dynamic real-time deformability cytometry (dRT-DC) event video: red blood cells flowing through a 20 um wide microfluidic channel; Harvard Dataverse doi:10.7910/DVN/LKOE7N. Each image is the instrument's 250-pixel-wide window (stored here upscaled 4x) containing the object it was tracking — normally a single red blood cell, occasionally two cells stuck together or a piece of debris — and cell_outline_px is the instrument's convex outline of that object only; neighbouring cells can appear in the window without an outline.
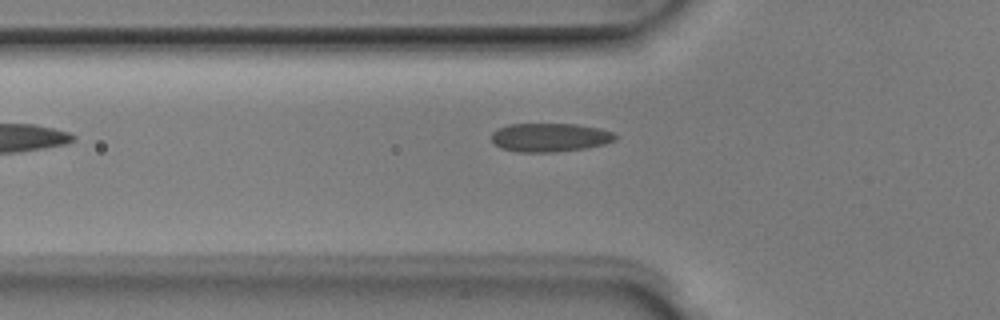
{"species": "Egyptian fruit bat (a non-hibernating species)", "species_latin": "Rousettus aegyptiacus", "temperature_condition": "room temperature", "stored_images_in_passage": 7, "camera_frame_rate_fps": 3000, "um_per_image_px": 0.085, "animal": {"sex": "male"}, "frame": {"image": 1, "passage_image": 5, "time_ms": 1.333, "image_size_px": [1000, 320], "cell_outline_px": [[616, 140], [604, 144], [588, 148], [556, 152], [516, 152], [500, 148], [492, 140], [492, 132], [508, 124], [576, 124], [600, 128], [616, 132]], "centroid_in_image_um": [46.78, 11.68], "position_along_channel_um": 79.0, "area_um2": 20.87}}
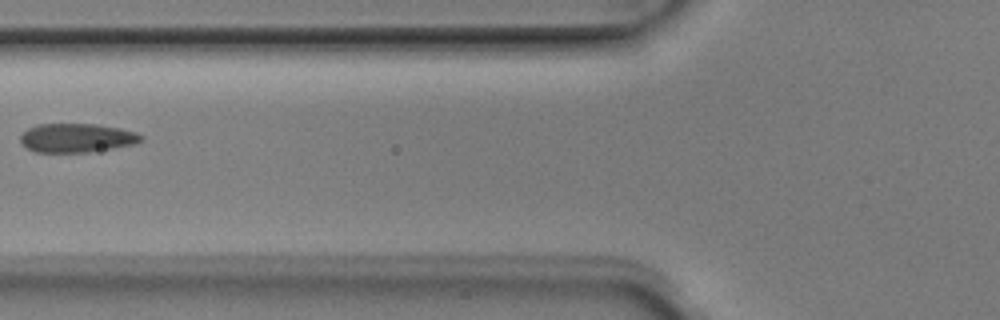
{"frame": {"image": 2, "passage_image": 6, "time_ms": 1.667, "image_size_px": [1000, 320], "cell_outline_px": [[144, 140], [136, 144], [92, 152], [36, 152], [28, 148], [20, 140], [20, 136], [28, 128], [36, 124], [96, 124], [120, 128], [136, 132], [144, 136]], "centroid_in_image_um": [6.58, 11.72], "position_along_channel_um": 119.2, "area_um2": 20.46}}
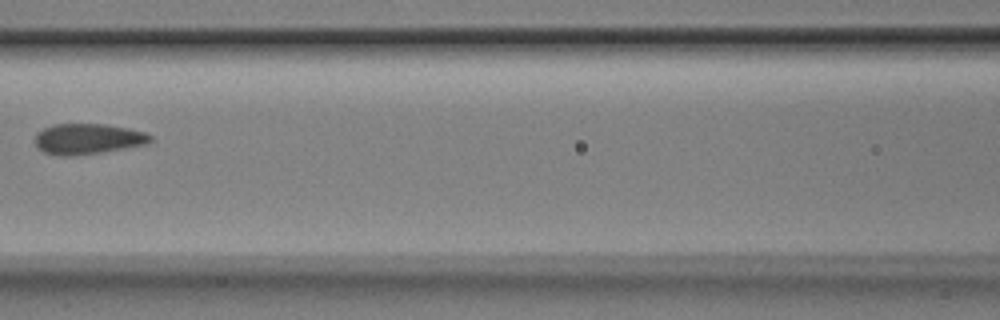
{"frame": {"image": 3, "passage_image": 7, "time_ms": 2.0, "image_size_px": [1000, 320], "cell_outline_px": [[152, 140], [148, 144], [100, 152], [72, 156], [60, 156], [44, 152], [36, 144], [36, 132], [52, 124], [104, 124], [128, 128], [144, 132], [152, 136]], "centroid_in_image_um": [7.47, 11.8], "position_along_channel_um": 159.1, "area_um2": 20.46}}